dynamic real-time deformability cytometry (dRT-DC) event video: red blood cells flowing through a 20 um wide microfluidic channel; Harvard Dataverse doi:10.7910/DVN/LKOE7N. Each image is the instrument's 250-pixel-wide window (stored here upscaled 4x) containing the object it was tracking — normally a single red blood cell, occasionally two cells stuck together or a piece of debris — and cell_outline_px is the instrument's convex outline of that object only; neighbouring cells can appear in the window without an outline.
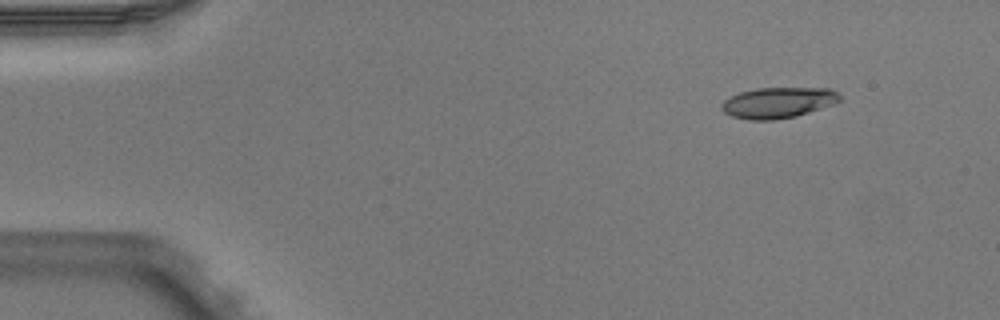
{"species": "Egyptian fruit bat (a non-hibernating species)", "species_latin": "Rousettus aegyptiacus", "temperature_condition": "warm", "stored_images_in_passage": 4, "camera_frame_rate_fps": 3000, "um_per_image_px": 0.085, "animal": {"sex": "male"}, "frame": {"image": 1, "passage_image": 1, "time_ms": 0.0, "image_size_px": [1000, 320], "cell_outline_px": [[840, 100], [836, 104], [796, 116], [772, 120], [748, 120], [732, 116], [724, 112], [720, 108], [720, 104], [724, 100], [740, 92], [756, 88], [828, 88], [840, 92]], "centroid_in_image_um": [66.16, 8.72], "position_along_channel_um": 18.8, "area_um2": 21.39}}
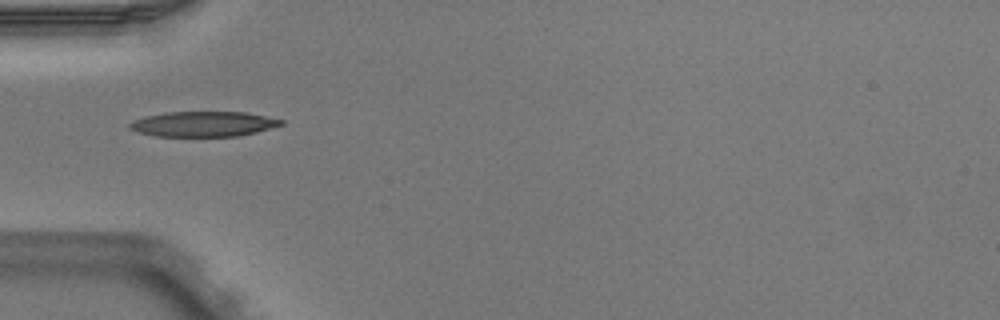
{"frame": {"image": 2, "passage_image": 4, "time_ms": 1.0, "image_size_px": [1000, 320], "cell_outline_px": [[284, 124], [256, 132], [240, 136], [156, 136], [136, 132], [128, 128], [128, 124], [132, 120], [144, 116], [168, 112], [244, 112], [284, 120]], "centroid_in_image_um": [17.24, 10.54], "position_along_channel_um": 67.8, "area_um2": 22.25}}